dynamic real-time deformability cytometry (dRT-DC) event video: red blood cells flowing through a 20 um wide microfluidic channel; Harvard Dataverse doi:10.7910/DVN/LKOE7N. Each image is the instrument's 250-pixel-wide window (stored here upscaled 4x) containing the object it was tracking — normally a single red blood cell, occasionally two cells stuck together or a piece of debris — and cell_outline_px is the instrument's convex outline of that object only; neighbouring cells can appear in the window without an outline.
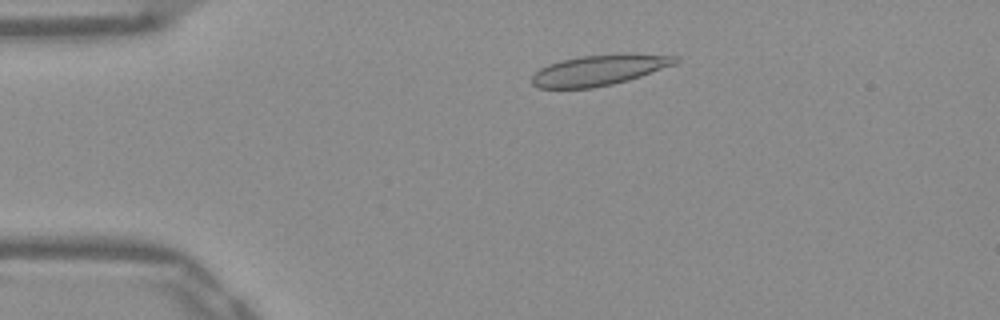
{"species": "Egyptian fruit bat (a non-hibernating species)", "species_latin": "Rousettus aegyptiacus", "temperature_condition": "warm", "stored_images_in_passage": 51, "camera_frame_rate_fps": 3000, "um_per_image_px": 0.085, "frame": {"image": 1, "passage_image": 10, "time_ms": 3.0, "image_size_px": [1000, 320], "cell_outline_px": [[680, 60], [676, 64], [628, 80], [612, 84], [592, 88], [540, 88], [532, 84], [532, 76], [540, 68], [548, 64], [560, 60], [580, 56], [680, 56]], "centroid_in_image_um": [50.84, 6.0], "position_along_channel_um": 34.2, "area_um2": 24.51}}
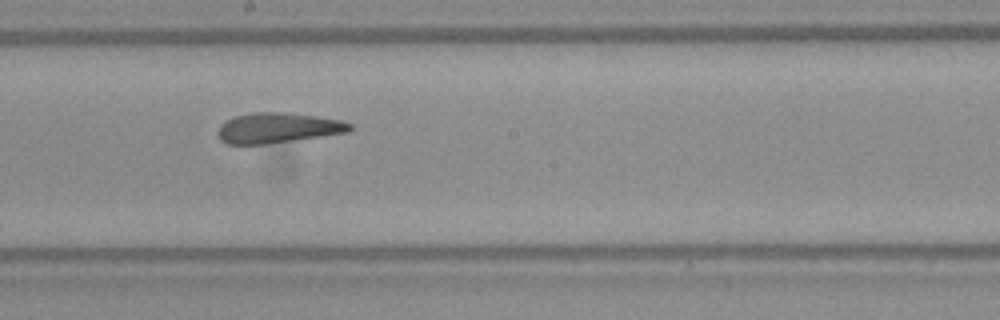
{"frame": {"image": 2, "passage_image": 28, "time_ms": 9.0, "image_size_px": [1000, 320], "cell_outline_px": [[352, 128], [348, 132], [264, 144], [228, 144], [220, 140], [216, 132], [220, 124], [236, 116], [252, 112], [284, 112], [316, 116], [344, 120], [352, 124]], "centroid_in_image_um": [23.6, 10.86], "position_along_channel_um": 224.6, "area_um2": 23.18}}
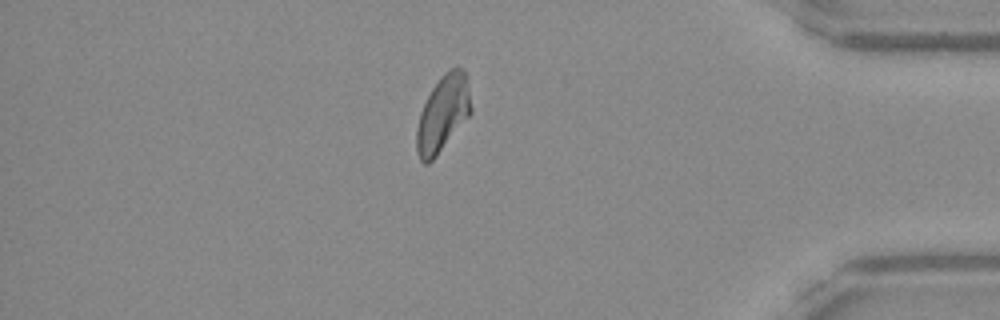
{"frame": {"image": 3, "passage_image": 44, "time_ms": 14.333, "image_size_px": [1000, 320], "cell_outline_px": [[472, 112], [436, 156], [428, 164], [424, 164], [420, 160], [416, 152], [416, 128], [420, 112], [432, 88], [440, 76], [448, 68], [460, 68], [464, 72], [472, 108]], "centroid_in_image_um": [37.61, 9.68], "position_along_channel_um": 397.6, "area_um2": 23.87}, "authors_computed_cell_mechanics": {"area_um2": 24.4494, "velocity_mm_per_s": 3.8771, "shape_relaxation_time_tau1_ms": null, "shape_relaxation_time_tau2_ms": 2.0322, "deformation_change_tau1": null, "deformation_change_tau2": 0.0837}}